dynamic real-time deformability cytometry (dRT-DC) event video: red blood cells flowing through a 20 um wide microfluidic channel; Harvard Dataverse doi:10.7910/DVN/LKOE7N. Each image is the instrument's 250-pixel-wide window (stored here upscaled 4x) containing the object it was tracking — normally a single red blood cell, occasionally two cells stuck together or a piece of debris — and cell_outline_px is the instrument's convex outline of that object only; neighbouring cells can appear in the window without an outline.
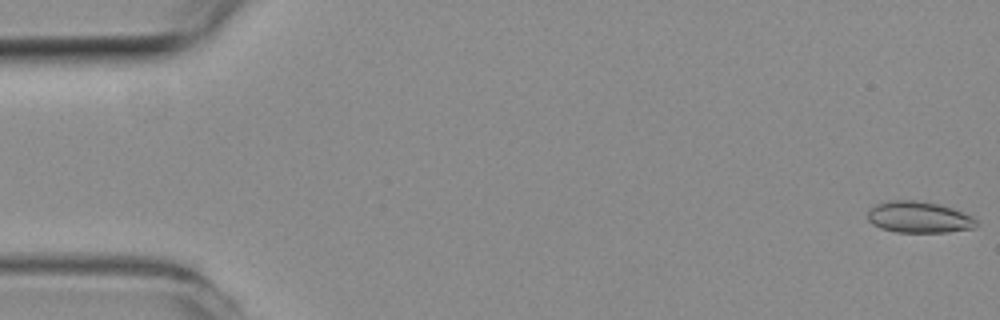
{"species": "common noctule bat (a hibernating species)", "species_latin": "Nyctalus noctula", "temperature_condition": "room temperature", "stored_images_in_passage": 52, "camera_frame_rate_fps": 3000, "um_per_image_px": 0.085, "animal": {"sex": "female", "body_mass_g": 19.3, "forearm_length_mm": 54.1}, "frame": {"image": 1, "passage_image": 1, "time_ms": 0.0, "image_size_px": [1000, 320], "cell_outline_px": [[976, 224], [972, 228], [948, 232], [896, 232], [880, 228], [872, 224], [868, 220], [868, 208], [876, 204], [888, 200], [916, 200], [940, 204], [952, 208], [972, 216], [976, 220]], "centroid_in_image_um": [78.06, 18.45], "position_along_channel_um": 6.9, "area_um2": 19.94}}
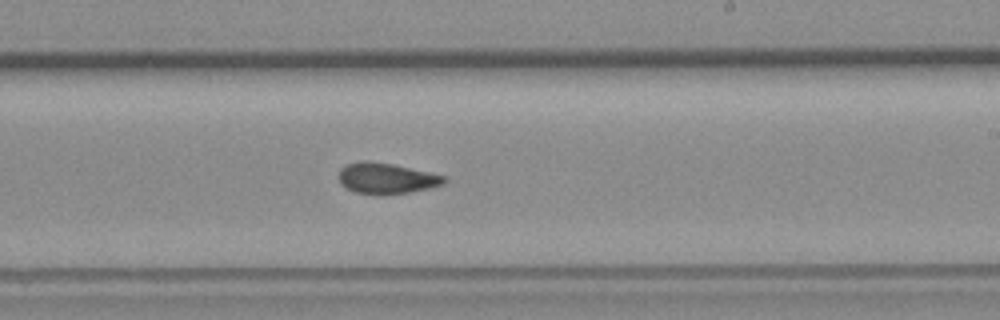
{"frame": {"image": 2, "passage_image": 31, "time_ms": 10.0, "image_size_px": [1000, 320], "cell_outline_px": [[448, 180], [444, 184], [428, 188], [408, 192], [384, 196], [356, 192], [340, 184], [336, 176], [340, 168], [348, 164], [392, 164], [428, 172], [444, 176]], "centroid_in_image_um": [32.85, 15.22], "position_along_channel_um": 256.2, "area_um2": 18.38}}
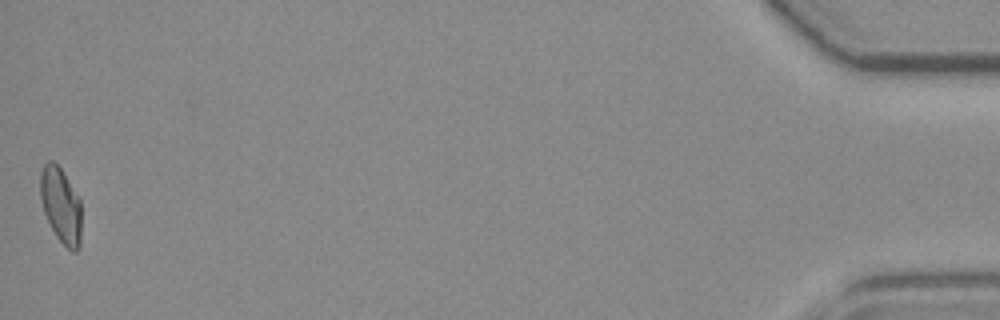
{"frame": {"image": 3, "passage_image": 52, "time_ms": 17.0, "image_size_px": [1000, 320], "cell_outline_px": [[80, 248], [76, 252], [72, 252], [56, 236], [44, 212], [40, 200], [40, 172], [44, 164], [48, 160], [52, 160], [60, 168], [80, 200]], "centroid_in_image_um": [5.15, 17.45], "position_along_channel_um": 430.0, "area_um2": 17.86}, "authors_computed_cell_mechanics": {"area_um2": 18.7272, "velocity_mm_per_s": 3.9592, "shape_relaxation_time_tau1_ms": null, "shape_relaxation_time_tau2_ms": 1.5468, "deformation_change_tau1": null, "deformation_change_tau2": 0.0802}}